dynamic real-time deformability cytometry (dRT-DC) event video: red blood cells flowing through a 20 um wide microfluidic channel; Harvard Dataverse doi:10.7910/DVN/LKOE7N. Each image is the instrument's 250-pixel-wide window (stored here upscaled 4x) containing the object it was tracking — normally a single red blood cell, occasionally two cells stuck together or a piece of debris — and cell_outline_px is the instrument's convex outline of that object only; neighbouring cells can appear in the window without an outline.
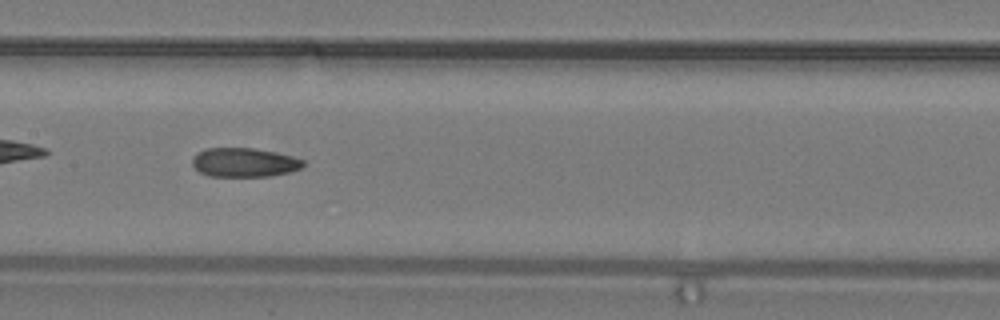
{"species": "common noctule bat (a hibernating species)", "species_latin": "Nyctalus noctula", "temperature_condition": "warm", "stored_images_in_passage": 23, "camera_frame_rate_fps": 3000, "um_per_image_px": 0.085, "animal": {"sex": "male", "body_mass_g": 19.2, "forearm_length_mm": 51.8}, "frame": {"image": 1, "passage_image": 7, "time_ms": 2.0, "image_size_px": [1000, 320], "cell_outline_px": [[304, 164], [300, 168], [288, 172], [268, 176], [208, 176], [200, 172], [192, 164], [192, 160], [200, 152], [208, 148], [252, 148], [276, 152], [292, 156], [304, 160]], "centroid_in_image_um": [20.77, 13.81], "position_along_channel_um": 186.6, "area_um2": 18.5}}
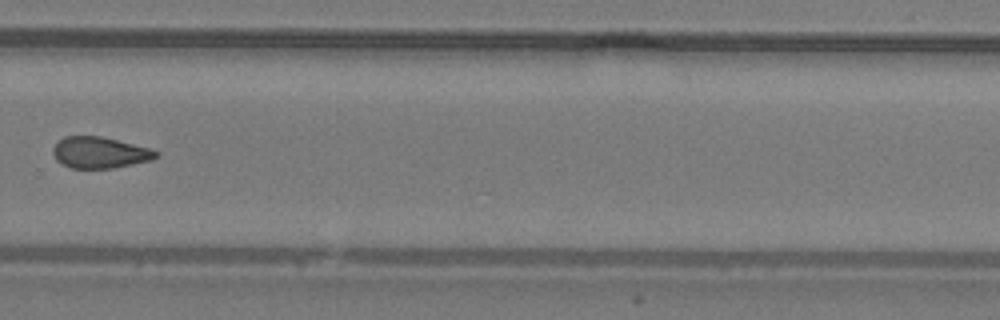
{"frame": {"image": 2, "passage_image": 14, "time_ms": 4.333, "image_size_px": [1000, 320], "cell_outline_px": [[160, 156], [152, 160], [112, 168], [72, 168], [60, 164], [56, 160], [52, 152], [52, 148], [64, 136], [100, 136], [148, 148], [160, 152]], "centroid_in_image_um": [8.47, 12.98], "position_along_channel_um": 321.3, "area_um2": 18.73}}